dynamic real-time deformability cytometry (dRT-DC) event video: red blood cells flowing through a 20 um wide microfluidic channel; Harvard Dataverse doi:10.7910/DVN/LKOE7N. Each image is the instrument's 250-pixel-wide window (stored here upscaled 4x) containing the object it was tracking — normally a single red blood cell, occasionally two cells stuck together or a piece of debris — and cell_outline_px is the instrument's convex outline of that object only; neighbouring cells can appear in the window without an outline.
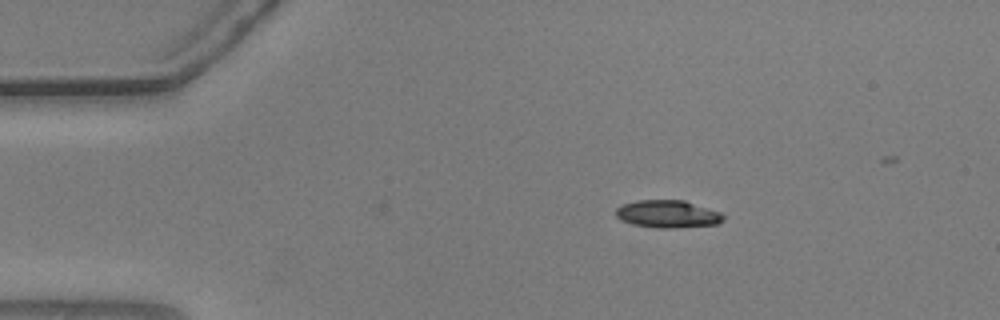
{"species": "common noctule bat (a hibernating species)", "species_latin": "Nyctalus noctula", "temperature_condition": "warm", "stored_images_in_passage": 41, "camera_frame_rate_fps": 3000, "um_per_image_px": 0.085, "animal": {"sex": "male", "body_mass_g": 20.5, "forearm_length_mm": 52.5}, "frame": {"image": 1, "passage_image": 1, "time_ms": 0.0, "image_size_px": [1000, 320], "cell_outline_px": [[724, 220], [716, 224], [676, 228], [660, 228], [632, 224], [620, 220], [616, 216], [616, 208], [620, 204], [636, 200], [684, 200], [720, 212], [724, 216]], "centroid_in_image_um": [56.72, 18.18], "position_along_channel_um": 28.3, "area_um2": 17.34}}
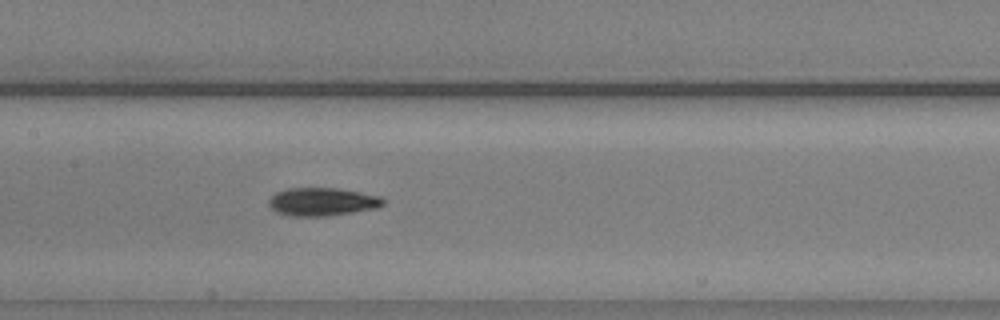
{"frame": {"image": 2, "passage_image": 18, "time_ms": 5.667, "image_size_px": [1000, 320], "cell_outline_px": [[384, 204], [376, 208], [352, 212], [324, 216], [288, 216], [276, 212], [268, 204], [268, 200], [276, 192], [288, 188], [336, 188], [360, 192], [380, 196], [384, 200]], "centroid_in_image_um": [27.36, 17.15], "position_along_channel_um": 180.0, "area_um2": 18.67}}
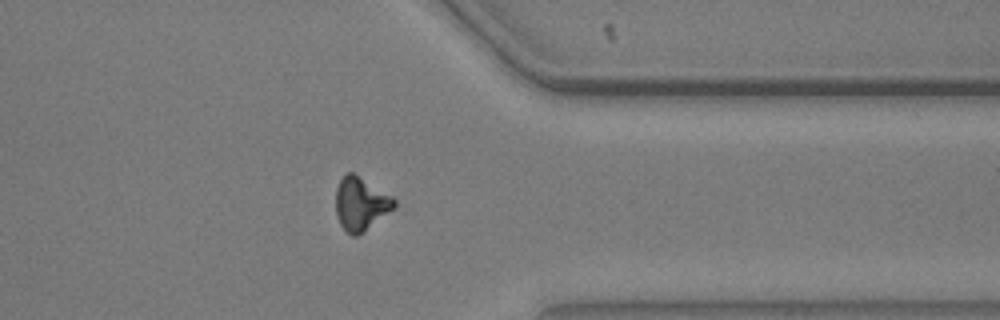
{"frame": {"image": 3, "passage_image": 35, "time_ms": 11.333, "image_size_px": [1000, 320], "cell_outline_px": [[396, 208], [356, 236], [352, 236], [340, 224], [336, 216], [336, 188], [340, 180], [348, 172], [352, 172], [392, 196], [396, 200]], "centroid_in_image_um": [30.67, 17.32], "position_along_channel_um": 380.7, "area_um2": 17.92}}